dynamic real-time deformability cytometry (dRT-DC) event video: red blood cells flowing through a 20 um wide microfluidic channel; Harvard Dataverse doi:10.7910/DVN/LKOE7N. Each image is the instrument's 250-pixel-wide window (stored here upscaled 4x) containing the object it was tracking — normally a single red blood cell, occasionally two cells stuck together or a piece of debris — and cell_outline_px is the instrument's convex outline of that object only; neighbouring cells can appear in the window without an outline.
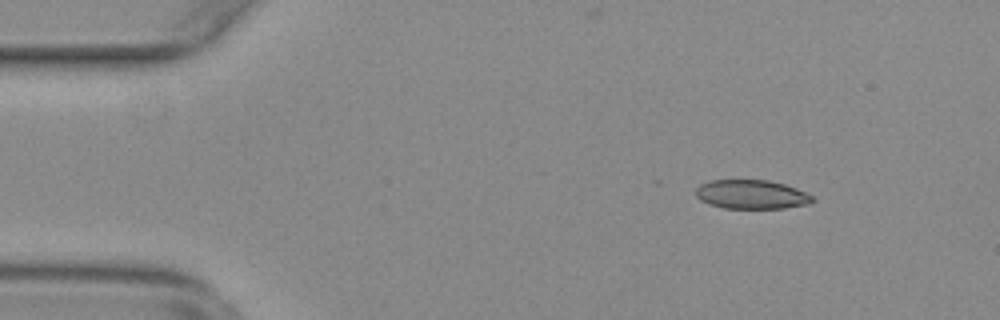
{"species": "common noctule bat (a hibernating species)", "species_latin": "Nyctalus noctula", "temperature_condition": "warm", "stored_images_in_passage": 41, "camera_frame_rate_fps": 3000, "um_per_image_px": 0.085, "animal": {"sex": "female", "body_mass_g": 29.2, "forearm_length_mm": 56.3}, "frame": {"image": 1, "passage_image": 6, "time_ms": 1.667, "image_size_px": [1000, 320], "cell_outline_px": [[816, 200], [812, 204], [784, 208], [724, 208], [708, 204], [700, 200], [696, 196], [696, 188], [700, 184], [708, 180], [768, 180], [784, 184], [796, 188], [812, 196]], "centroid_in_image_um": [63.88, 16.53], "position_along_channel_um": 21.1, "area_um2": 19.88}}
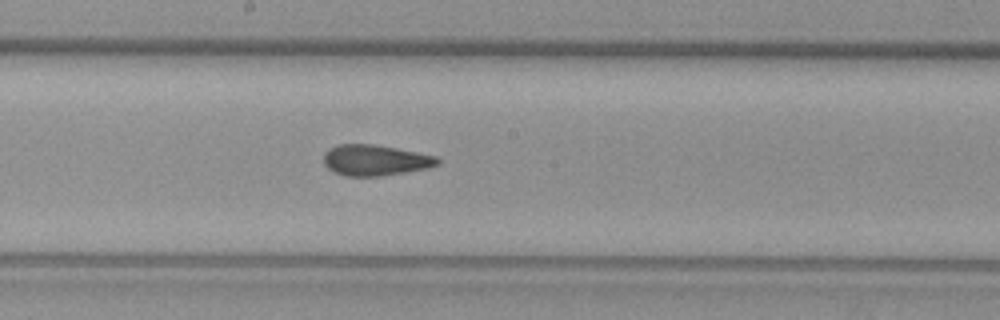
{"frame": {"image": 2, "passage_image": 28, "time_ms": 9.0, "image_size_px": [1000, 320], "cell_outline_px": [[440, 164], [428, 168], [380, 176], [344, 176], [332, 172], [324, 164], [324, 152], [328, 148], [336, 144], [372, 144], [396, 148], [436, 156], [440, 160]], "centroid_in_image_um": [31.85, 13.62], "position_along_channel_um": 216.3, "area_um2": 20.58}}
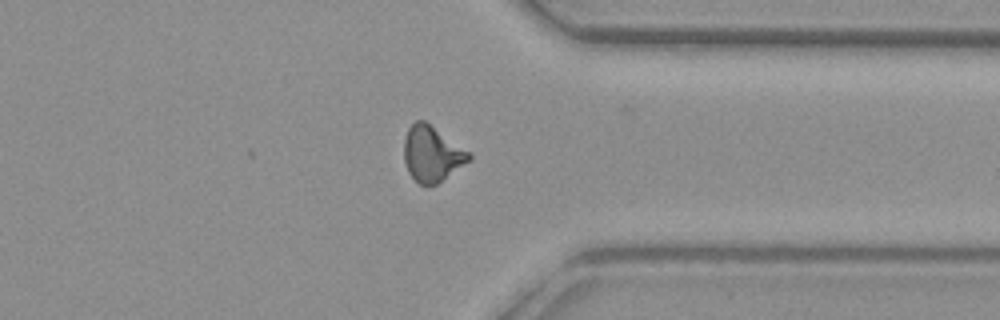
{"frame": {"image": 3, "passage_image": 41, "time_ms": 13.333, "image_size_px": [1000, 320], "cell_outline_px": [[472, 160], [436, 184], [420, 184], [408, 172], [404, 160], [404, 140], [408, 128], [416, 120], [424, 120], [472, 152]], "centroid_in_image_um": [36.75, 13.06], "position_along_channel_um": 374.6, "area_um2": 21.1}, "authors_computed_cell_mechanics": {"area_um2": 20.808, "velocity_mm_per_s": 3.7692, "shape_relaxation_time_tau1_ms": null, "shape_relaxation_time_tau2_ms": 1.71, "deformation_change_tau1": null, "deformation_change_tau2": 0.0793}}